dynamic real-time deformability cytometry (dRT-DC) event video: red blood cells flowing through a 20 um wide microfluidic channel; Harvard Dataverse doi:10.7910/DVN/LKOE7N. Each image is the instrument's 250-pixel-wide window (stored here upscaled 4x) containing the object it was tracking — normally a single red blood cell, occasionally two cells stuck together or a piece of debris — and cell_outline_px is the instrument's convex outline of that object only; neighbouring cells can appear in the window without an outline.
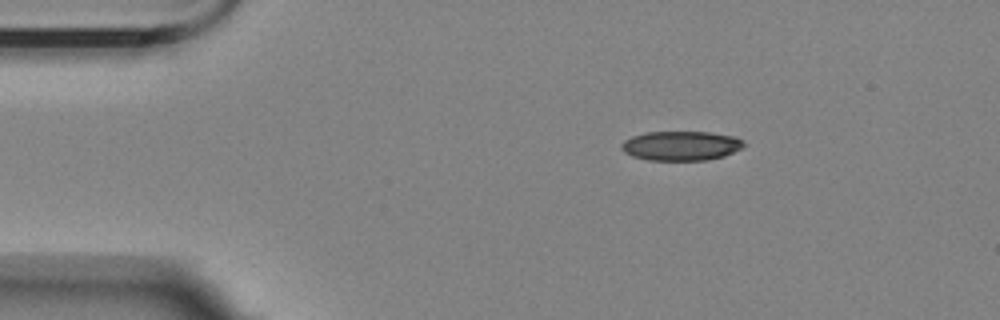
{"species": "Egyptian fruit bat (a non-hibernating species)", "species_latin": "Rousettus aegyptiacus", "temperature_condition": "room temperature", "stored_images_in_passage": 3, "camera_frame_rate_fps": 3000, "um_per_image_px": 0.085, "animal": {"sex": "female"}, "frame": {"image": 1, "passage_image": 1, "time_ms": 0.0, "image_size_px": [1000, 320], "cell_outline_px": [[748, 144], [724, 156], [708, 160], [648, 160], [632, 156], [624, 152], [620, 148], [620, 144], [624, 140], [632, 136], [644, 132], [712, 132], [736, 136], [744, 140]], "centroid_in_image_um": [57.9, 12.38], "position_along_channel_um": 27.1, "area_um2": 21.27}}